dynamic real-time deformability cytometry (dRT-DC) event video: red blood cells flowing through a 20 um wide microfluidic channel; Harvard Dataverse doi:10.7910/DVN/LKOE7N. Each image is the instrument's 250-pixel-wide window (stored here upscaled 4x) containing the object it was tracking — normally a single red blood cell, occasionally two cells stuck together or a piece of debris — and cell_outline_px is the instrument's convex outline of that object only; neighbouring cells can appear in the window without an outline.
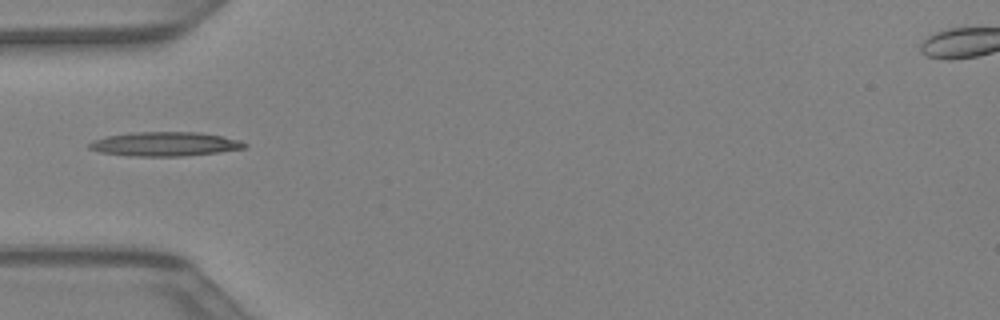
{"species": "Egyptian fruit bat (a non-hibernating species)", "species_latin": "Rousettus aegyptiacus", "temperature_condition": "warm", "stored_images_in_passage": 29, "camera_frame_rate_fps": 3000, "um_per_image_px": 0.085, "animal": {"sex": "female"}, "frame": {"image": 1, "passage_image": 1, "time_ms": 0.0, "image_size_px": [1000, 320], "cell_outline_px": [[248, 148], [220, 152], [184, 156], [128, 156], [100, 152], [88, 148], [88, 144], [96, 140], [108, 136], [132, 132], [200, 132], [240, 140], [248, 144]], "centroid_in_image_um": [14.07, 12.25], "position_along_channel_um": 70.9, "area_um2": 21.91}}
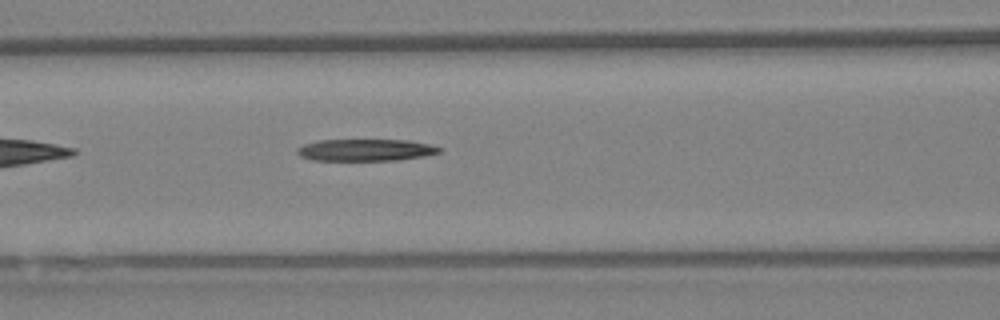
{"frame": {"image": 2, "passage_image": 5, "time_ms": 1.333, "image_size_px": [1000, 320], "cell_outline_px": [[440, 152], [424, 156], [396, 160], [312, 160], [300, 156], [296, 152], [296, 148], [304, 144], [316, 140], [408, 140], [428, 144], [440, 148]], "centroid_in_image_um": [31.01, 12.75], "position_along_channel_um": 135.6, "area_um2": 18.03}}
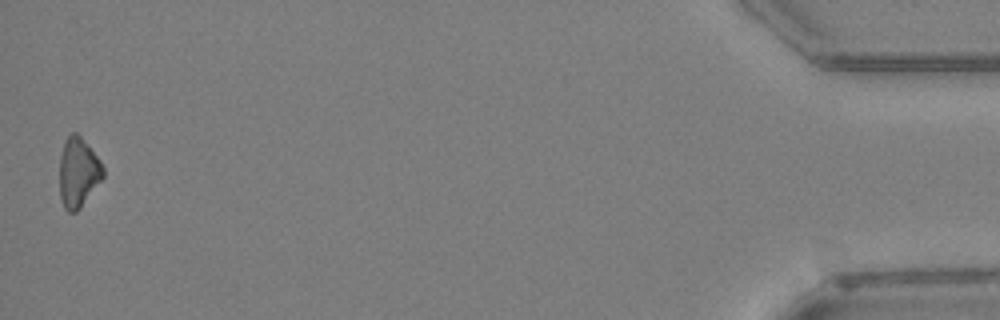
{"frame": {"image": 3, "passage_image": 29, "time_ms": 9.333, "image_size_px": [1000, 320], "cell_outline_px": [[104, 176], [80, 208], [76, 212], [68, 212], [64, 208], [60, 196], [60, 156], [64, 140], [72, 132], [76, 132], [80, 136], [100, 160], [104, 168]], "centroid_in_image_um": [6.64, 14.65], "position_along_channel_um": 428.6, "area_um2": 17.57}}